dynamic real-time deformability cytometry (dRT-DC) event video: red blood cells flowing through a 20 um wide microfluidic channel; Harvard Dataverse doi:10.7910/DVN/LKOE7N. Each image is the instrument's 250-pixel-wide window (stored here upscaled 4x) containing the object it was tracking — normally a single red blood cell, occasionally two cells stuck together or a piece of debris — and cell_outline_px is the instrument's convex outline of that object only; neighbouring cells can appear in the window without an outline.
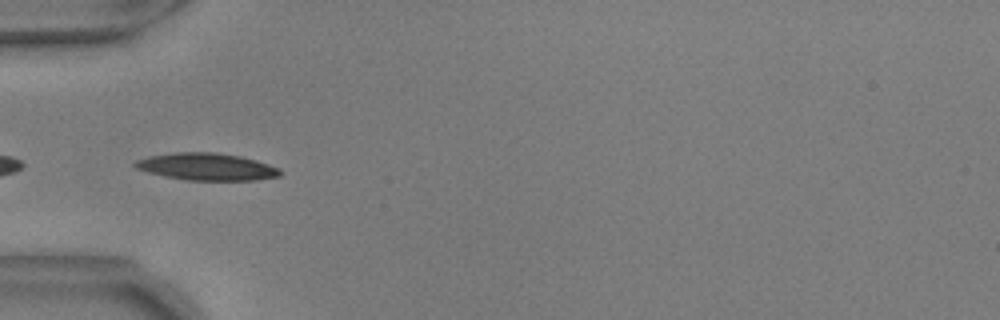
{"species": "common noctule bat (a hibernating species)", "species_latin": "Nyctalus noctula", "temperature_condition": "warm", "stored_images_in_passage": 31, "camera_frame_rate_fps": 3000, "um_per_image_px": 0.085, "animal": {"sex": "male", "body_mass_g": 17.9, "forearm_length_mm": 54.2}, "frame": {"image": 1, "passage_image": 1, "time_ms": 0.0, "image_size_px": [1000, 320], "cell_outline_px": [[280, 176], [256, 180], [188, 180], [164, 176], [148, 172], [136, 168], [132, 164], [136, 160], [152, 156], [176, 152], [216, 152], [240, 156], [256, 160], [280, 168]], "centroid_in_image_um": [17.58, 14.17], "position_along_channel_um": 67.4, "area_um2": 22.83}, "authors_computed_cell_mechanics": {"area_um2": 21.7328, "velocity_mm_per_s": 3.6734, "shape_relaxation_time_tau1_ms": 4.4383, "shape_relaxation_time_tau2_ms": 5.312, "deformation_change_tau1": 0.154, "deformation_change_tau2": 0.1158}}